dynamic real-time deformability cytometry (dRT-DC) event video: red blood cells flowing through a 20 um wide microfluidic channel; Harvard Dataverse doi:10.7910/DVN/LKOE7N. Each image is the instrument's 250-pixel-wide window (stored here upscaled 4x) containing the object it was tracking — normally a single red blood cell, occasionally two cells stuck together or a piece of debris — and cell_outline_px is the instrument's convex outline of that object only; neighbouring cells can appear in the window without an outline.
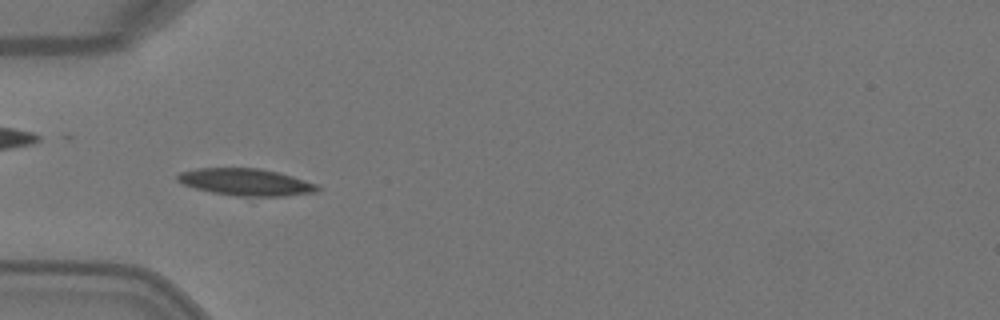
{"species": "Egyptian fruit bat (a non-hibernating species)", "species_latin": "Rousettus aegyptiacus", "temperature_condition": "warm", "stored_images_in_passage": 6, "camera_frame_rate_fps": 3000, "um_per_image_px": 0.085, "animal": {"sex": "female"}, "frame": {"image": 1, "passage_image": 4, "time_ms": 1.0, "image_size_px": [1000, 320], "cell_outline_px": [[320, 188], [316, 192], [284, 196], [236, 196], [212, 192], [196, 188], [184, 184], [176, 180], [176, 176], [180, 172], [200, 168], [260, 168], [292, 176], [320, 184]], "centroid_in_image_um": [20.93, 15.48], "position_along_channel_um": 64.1, "area_um2": 21.96}}
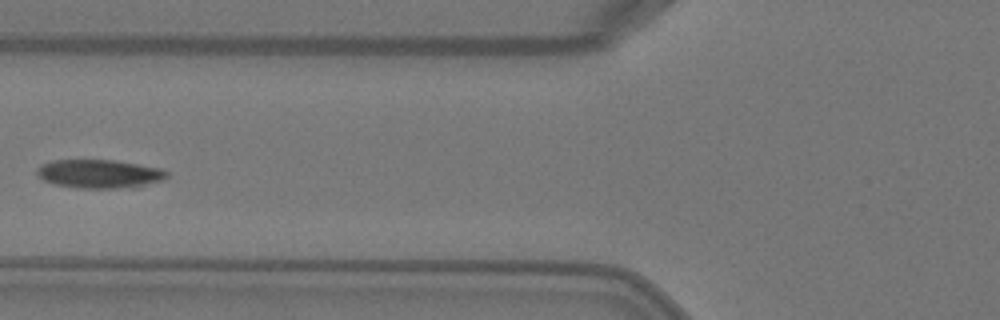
{"frame": {"image": 2, "passage_image": 5, "time_ms": 1.333, "image_size_px": [1000, 320], "cell_outline_px": [[168, 176], [160, 180], [140, 188], [76, 188], [52, 184], [44, 180], [36, 172], [36, 168], [40, 164], [52, 160], [112, 160], [160, 168], [168, 172]], "centroid_in_image_um": [8.43, 14.79], "position_along_channel_um": 117.4, "area_um2": 21.85}}